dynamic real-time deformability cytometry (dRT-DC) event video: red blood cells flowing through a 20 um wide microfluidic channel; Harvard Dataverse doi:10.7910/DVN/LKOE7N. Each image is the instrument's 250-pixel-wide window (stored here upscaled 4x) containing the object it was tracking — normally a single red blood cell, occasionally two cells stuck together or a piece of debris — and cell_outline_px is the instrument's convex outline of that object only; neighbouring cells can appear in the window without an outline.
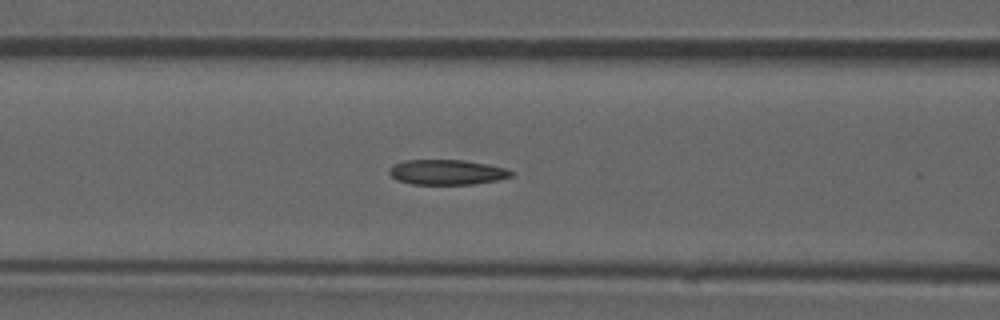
{"species": "common noctule bat (a hibernating species)", "species_latin": "Nyctalus noctula", "temperature_condition": "room temperature", "stored_images_in_passage": 52, "camera_frame_rate_fps": 3000, "um_per_image_px": 0.085, "animal": {"sex": "male", "forearm_length_mm": 52.5}, "frame": {"image": 1, "passage_image": 21, "time_ms": 6.667, "image_size_px": [1000, 320], "cell_outline_px": [[512, 176], [496, 180], [472, 184], [412, 184], [396, 180], [388, 172], [388, 168], [392, 164], [404, 160], [464, 160], [488, 164], [504, 168], [512, 172]], "centroid_in_image_um": [37.92, 14.63], "position_along_channel_um": 128.7, "area_um2": 17.8}}